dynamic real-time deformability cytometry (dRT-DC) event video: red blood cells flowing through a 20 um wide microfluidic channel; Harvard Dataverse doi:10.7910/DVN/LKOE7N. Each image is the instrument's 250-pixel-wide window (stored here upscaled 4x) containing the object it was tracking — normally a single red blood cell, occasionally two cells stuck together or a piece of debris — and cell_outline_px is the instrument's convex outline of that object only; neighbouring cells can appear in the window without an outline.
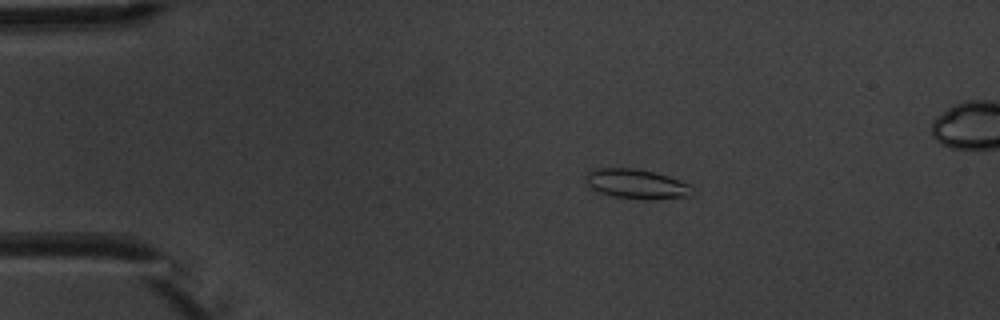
{"species": "common noctule bat (a hibernating species)", "species_latin": "Nyctalus noctula", "temperature_condition": "warm", "stored_images_in_passage": 9, "camera_frame_rate_fps": 3000, "um_per_image_px": 0.085, "animal": {"sex": "male", "body_mass_g": 20.1, "forearm_length_mm": 53.5}, "frame": {"image": 1, "passage_image": 2, "time_ms": 2.0, "image_size_px": [1000, 320], "cell_outline_px": [[692, 196], [616, 196], [600, 192], [592, 188], [588, 184], [584, 176], [588, 172], [596, 168], [636, 168], [668, 176], [692, 184]], "centroid_in_image_um": [54.07, 15.56], "position_along_channel_um": 30.9, "area_um2": 17.22}}
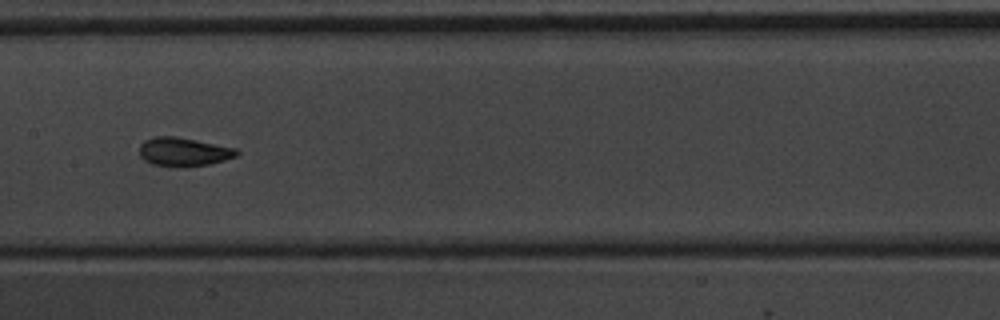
{"frame": {"image": 2, "passage_image": 7, "time_ms": 7.667, "image_size_px": [1000, 320], "cell_outline_px": [[240, 152], [236, 156], [224, 160], [208, 164], [152, 164], [144, 160], [140, 156], [140, 144], [144, 140], [152, 136], [176, 136], [236, 148]], "centroid_in_image_um": [15.59, 12.85], "position_along_channel_um": 191.8, "area_um2": 15.61}}
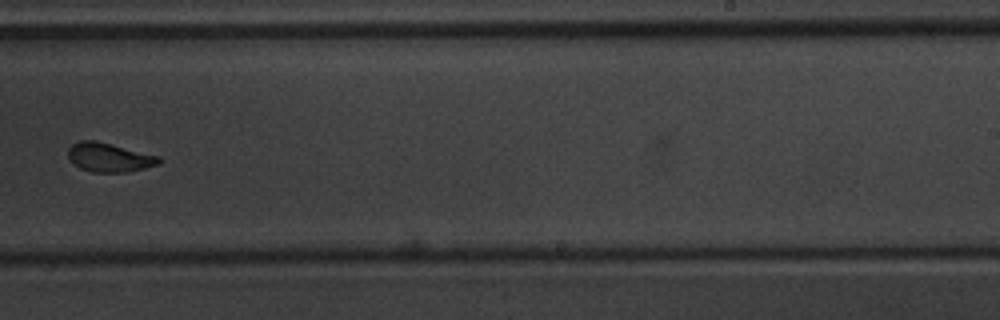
{"frame": {"image": 3, "passage_image": 9, "time_ms": 10.0, "image_size_px": [1000, 320], "cell_outline_px": [[160, 164], [144, 168], [124, 172], [92, 172], [80, 168], [72, 164], [68, 160], [68, 148], [72, 144], [80, 140], [96, 140], [160, 156]], "centroid_in_image_um": [9.24, 13.37], "position_along_channel_um": 279.8, "area_um2": 15.49}}